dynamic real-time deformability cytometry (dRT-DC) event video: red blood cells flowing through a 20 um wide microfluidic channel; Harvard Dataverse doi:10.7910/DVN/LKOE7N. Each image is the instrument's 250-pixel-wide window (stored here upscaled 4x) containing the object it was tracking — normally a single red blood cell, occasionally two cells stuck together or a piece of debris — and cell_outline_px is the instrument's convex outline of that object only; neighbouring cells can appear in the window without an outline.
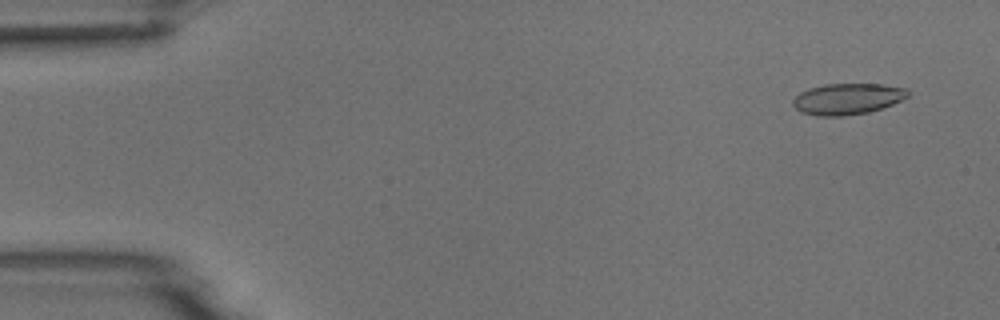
{"species": "common noctule bat (a hibernating species)", "species_latin": "Nyctalus noctula", "temperature_condition": "room temperature", "stored_images_in_passage": 4, "camera_frame_rate_fps": 3000, "um_per_image_px": 0.085, "animal": {"sex": "male", "body_mass_g": 18.8}, "frame": {"image": 1, "passage_image": 1, "time_ms": 0.0, "image_size_px": [1000, 320], "cell_outline_px": [[908, 96], [892, 104], [868, 112], [840, 116], [816, 116], [800, 112], [792, 104], [792, 100], [800, 92], [808, 88], [824, 84], [884, 84], [908, 88]], "centroid_in_image_um": [72.0, 8.4], "position_along_channel_um": 13.0, "area_um2": 20.87}}
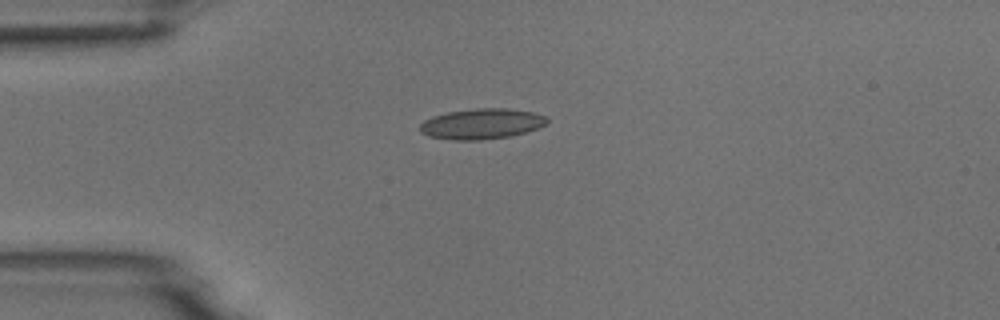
{"frame": {"image": 2, "passage_image": 4, "time_ms": 3.333, "image_size_px": [1000, 320], "cell_outline_px": [[548, 120], [544, 124], [536, 128], [512, 136], [480, 140], [452, 140], [428, 136], [420, 132], [420, 124], [424, 120], [432, 116], [448, 112], [476, 108], [508, 108], [532, 112], [548, 116]], "centroid_in_image_um": [40.91, 10.52], "position_along_channel_um": 44.1, "area_um2": 22.6}}